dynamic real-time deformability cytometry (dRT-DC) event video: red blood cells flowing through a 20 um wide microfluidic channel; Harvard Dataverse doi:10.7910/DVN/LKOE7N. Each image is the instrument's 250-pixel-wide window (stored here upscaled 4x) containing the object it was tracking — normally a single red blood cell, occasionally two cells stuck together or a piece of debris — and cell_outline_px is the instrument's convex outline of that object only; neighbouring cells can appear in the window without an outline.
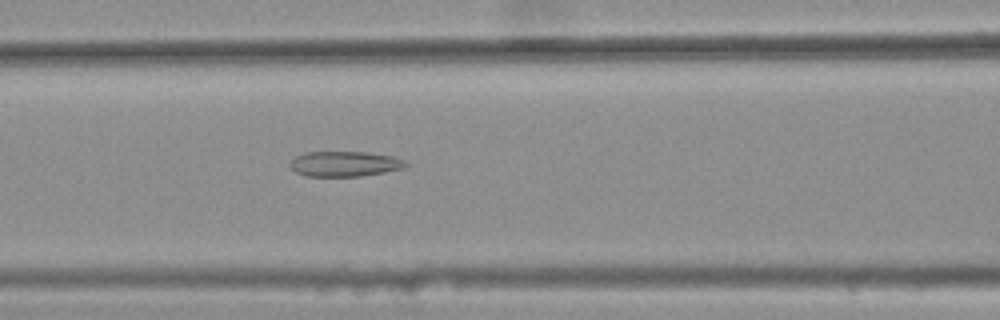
{"species": "common noctule bat (a hibernating species)", "species_latin": "Nyctalus noctula", "temperature_condition": "warm", "stored_images_in_passage": 38, "camera_frame_rate_fps": 3000, "um_per_image_px": 0.085, "animal": {"sex": "female", "body_mass_g": 25.1}, "frame": {"image": 1, "passage_image": 13, "time_ms": 4.0, "image_size_px": [1000, 320], "cell_outline_px": [[408, 164], [404, 168], [384, 172], [360, 176], [304, 176], [296, 172], [288, 164], [296, 156], [304, 152], [368, 152], [392, 156], [404, 160]], "centroid_in_image_um": [29.28, 13.92], "position_along_channel_um": 137.3, "area_um2": 16.99}}
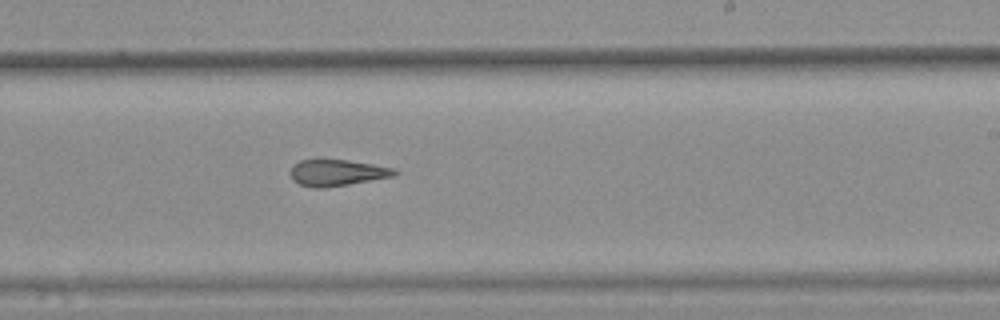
{"frame": {"image": 2, "passage_image": 23, "time_ms": 7.333, "image_size_px": [1000, 320], "cell_outline_px": [[400, 172], [396, 176], [324, 188], [312, 188], [300, 184], [292, 180], [288, 172], [292, 164], [300, 160], [316, 156], [348, 160], [396, 168]], "centroid_in_image_um": [28.59, 14.63], "position_along_channel_um": 260.4, "area_um2": 16.94}}
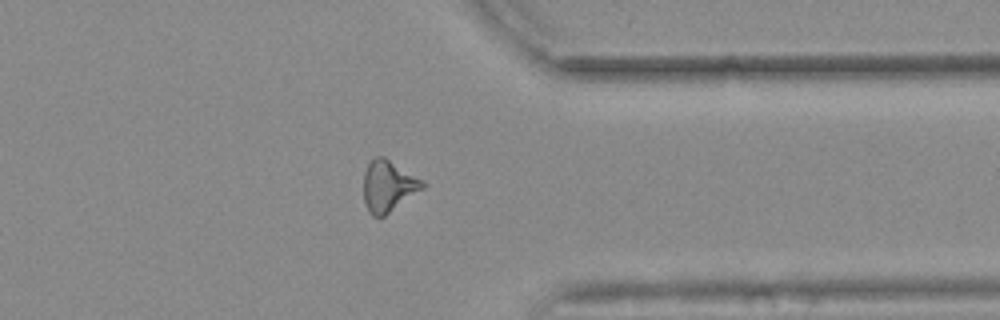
{"frame": {"image": 3, "passage_image": 33, "time_ms": 10.667, "image_size_px": [1000, 320], "cell_outline_px": [[428, 184], [424, 188], [384, 216], [372, 216], [368, 212], [364, 204], [364, 172], [368, 164], [376, 156], [384, 156]], "centroid_in_image_um": [32.99, 15.82], "position_along_channel_um": 378.4, "area_um2": 17.51}, "authors_computed_cell_mechanics": {"area_um2": 16.9354, "velocity_mm_per_s": 3.7003, "shape_relaxation_time_tau1_ms": null, "shape_relaxation_time_tau2_ms": 3.8086, "deformation_change_tau1": null, "deformation_change_tau2": 0.1575}}